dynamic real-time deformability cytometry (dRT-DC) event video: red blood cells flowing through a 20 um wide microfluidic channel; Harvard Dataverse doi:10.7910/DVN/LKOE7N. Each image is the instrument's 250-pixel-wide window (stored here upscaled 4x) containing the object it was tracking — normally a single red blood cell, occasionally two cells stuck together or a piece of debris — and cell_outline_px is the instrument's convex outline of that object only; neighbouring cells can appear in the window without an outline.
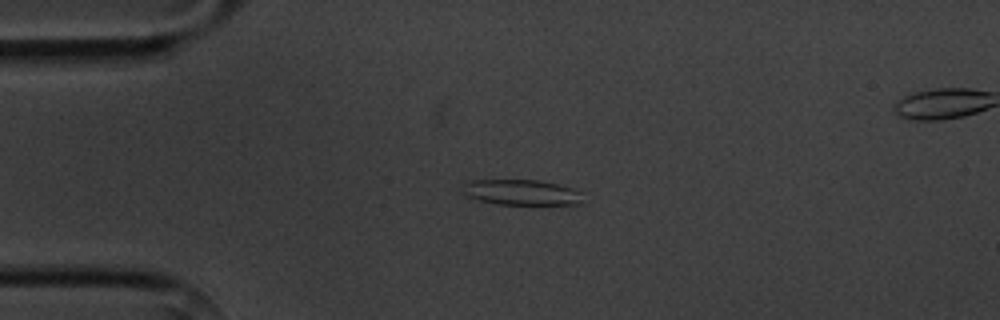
{"species": "common noctule bat (a hibernating species)", "species_latin": "Nyctalus noctula", "temperature_condition": "cold", "stored_images_in_passage": 5, "camera_frame_rate_fps": 3000, "um_per_image_px": 0.085, "animal": {"sex": "male", "body_mass_g": 20.1, "forearm_length_mm": 53.5}, "frame": {"image": 1, "passage_image": 3, "time_ms": 2.333, "image_size_px": [1000, 320], "cell_outline_px": [[584, 204], [496, 204], [480, 200], [468, 196], [460, 192], [460, 184], [472, 180], [536, 180], [556, 184], [572, 188], [580, 192]], "centroid_in_image_um": [44.26, 16.35], "position_along_channel_um": 40.7, "area_um2": 17.92}}